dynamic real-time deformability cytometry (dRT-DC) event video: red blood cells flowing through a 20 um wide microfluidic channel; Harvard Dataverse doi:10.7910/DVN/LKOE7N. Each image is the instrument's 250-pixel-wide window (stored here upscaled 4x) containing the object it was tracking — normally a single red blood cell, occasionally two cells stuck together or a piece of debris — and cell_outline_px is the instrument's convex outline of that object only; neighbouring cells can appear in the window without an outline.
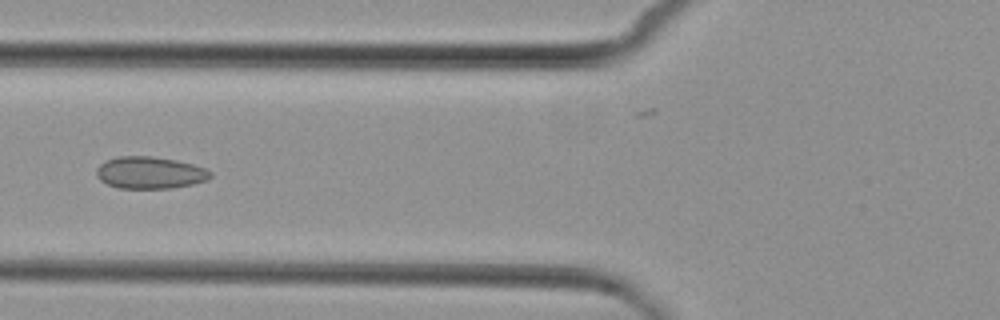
{"species": "common noctule bat (a hibernating species)", "species_latin": "Nyctalus noctula", "temperature_condition": "cold", "stored_images_in_passage": 7, "camera_frame_rate_fps": 3000, "um_per_image_px": 0.085, "animal": {"sex": "female", "body_mass_g": 29.2, "forearm_length_mm": 56.3}, "frame": {"image": 1, "passage_image": 6, "time_ms": 6.0, "image_size_px": [1000, 320], "cell_outline_px": [[212, 176], [208, 180], [192, 184], [172, 188], [120, 188], [108, 184], [100, 180], [96, 176], [96, 168], [104, 160], [116, 156], [148, 156], [176, 160], [192, 164], [204, 168], [212, 172]], "centroid_in_image_um": [12.72, 14.67], "position_along_channel_um": 113.1, "area_um2": 21.33}}
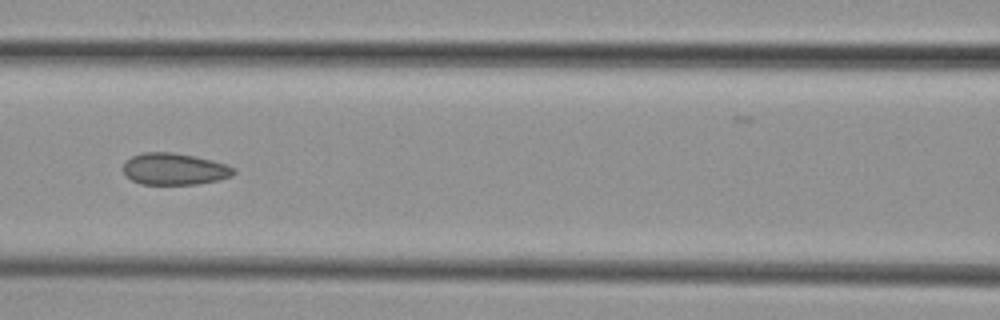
{"frame": {"image": 2, "passage_image": 7, "time_ms": 7.0, "image_size_px": [1000, 320], "cell_outline_px": [[236, 172], [232, 176], [216, 180], [196, 184], [140, 184], [132, 180], [124, 172], [124, 164], [132, 156], [144, 152], [172, 152], [196, 156], [212, 160], [236, 168]], "centroid_in_image_um": [14.85, 14.36], "position_along_channel_um": 151.8, "area_um2": 20.29}}